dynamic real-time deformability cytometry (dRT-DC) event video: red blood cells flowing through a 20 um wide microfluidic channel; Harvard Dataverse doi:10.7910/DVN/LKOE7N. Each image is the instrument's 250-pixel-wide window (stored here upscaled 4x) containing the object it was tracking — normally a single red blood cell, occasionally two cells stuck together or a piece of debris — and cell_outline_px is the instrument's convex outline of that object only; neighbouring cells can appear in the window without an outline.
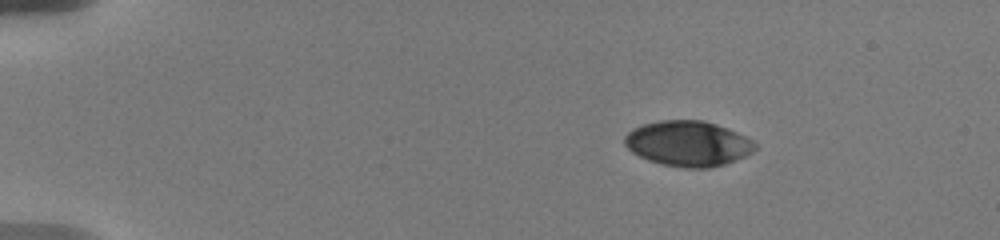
{"species": "human", "species_latin": "Homo sapiens", "temperature_condition": "warm", "stored_images_in_passage": 5, "camera_frame_rate_fps": 3000, "um_per_image_px": 0.085, "donor": {"sex": "male"}, "frame": {"image": 1, "passage_image": 1, "time_ms": 0.0, "image_size_px": [1000, 240], "cell_outline_px": [[756, 148], [752, 152], [744, 156], [724, 164], [708, 168], [684, 168], [660, 164], [648, 160], [632, 152], [624, 144], [624, 136], [632, 128], [644, 124], [660, 120], [704, 120], [728, 128], [752, 140], [756, 144]], "centroid_in_image_um": [58.46, 12.2], "position_along_channel_um": 26.5, "area_um2": 34.45}}
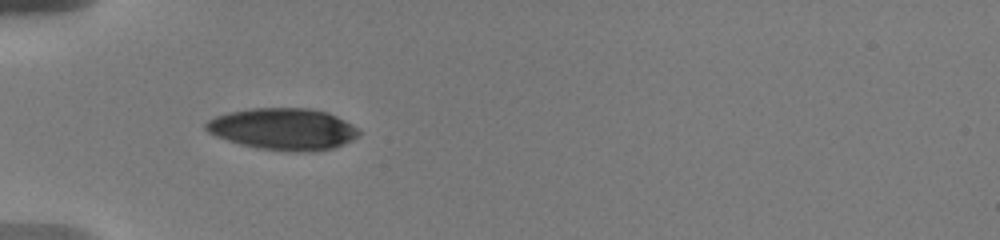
{"frame": {"image": 2, "passage_image": 4, "time_ms": 3.333, "image_size_px": [1000, 240], "cell_outline_px": [[360, 132], [352, 140], [332, 148], [312, 152], [292, 152], [260, 148], [240, 144], [216, 136], [208, 132], [204, 128], [204, 124], [208, 120], [216, 116], [228, 112], [252, 108], [308, 108], [328, 112], [360, 128]], "centroid_in_image_um": [24.07, 10.96], "position_along_channel_um": 60.9, "area_um2": 37.22}}